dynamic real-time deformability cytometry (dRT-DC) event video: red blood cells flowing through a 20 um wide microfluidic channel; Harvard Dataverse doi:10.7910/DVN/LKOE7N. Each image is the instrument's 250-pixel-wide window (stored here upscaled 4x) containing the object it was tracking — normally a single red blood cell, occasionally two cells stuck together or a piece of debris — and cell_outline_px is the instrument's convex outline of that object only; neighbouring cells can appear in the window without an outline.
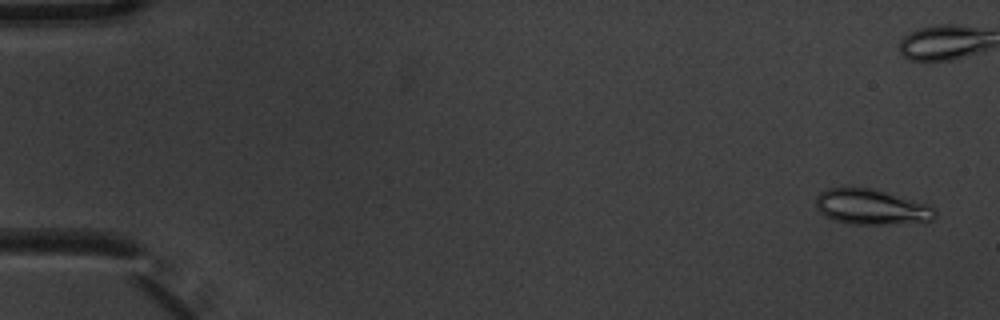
{"species": "common noctule bat (a hibernating species)", "species_latin": "Nyctalus noctula", "temperature_condition": "warm", "stored_images_in_passage": 6, "camera_frame_rate_fps": 3000, "um_per_image_px": 0.085, "animal": {"sex": "male", "body_mass_g": 20.1, "forearm_length_mm": 53.5}, "frame": {"image": 1, "passage_image": 1, "time_ms": 0.0, "image_size_px": [1000, 320], "cell_outline_px": [[936, 216], [932, 220], [924, 224], [848, 224], [836, 220], [820, 212], [816, 208], [816, 196], [820, 192], [828, 188], [868, 188], [884, 192], [928, 204], [936, 208]], "centroid_in_image_um": [74.14, 17.62], "position_along_channel_um": 10.9, "area_um2": 24.68}}